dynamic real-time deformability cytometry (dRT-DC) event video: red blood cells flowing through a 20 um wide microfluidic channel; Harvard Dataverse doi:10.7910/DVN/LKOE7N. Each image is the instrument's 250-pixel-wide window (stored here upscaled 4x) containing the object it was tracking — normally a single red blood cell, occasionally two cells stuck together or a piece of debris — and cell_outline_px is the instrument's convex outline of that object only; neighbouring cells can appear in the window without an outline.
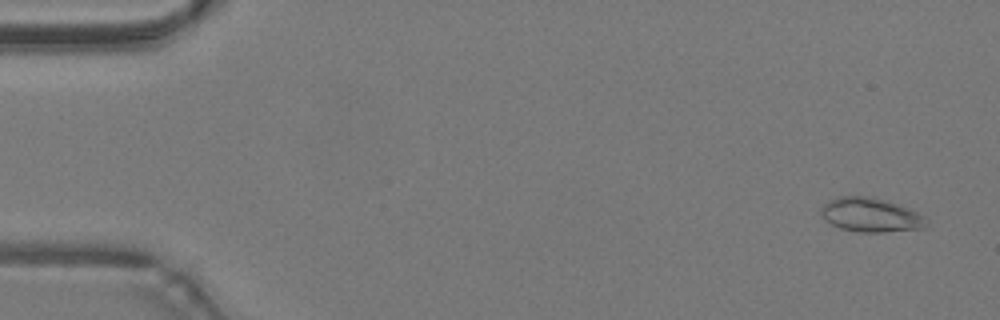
{"species": "common noctule bat (a hibernating species)", "species_latin": "Nyctalus noctula", "temperature_condition": "warm", "stored_images_in_passage": 49, "camera_frame_rate_fps": 3000, "um_per_image_px": 0.085, "animal": {"sex": "male", "body_mass_g": 19.2, "forearm_length_mm": 51.8}, "frame": {"image": 1, "passage_image": 3, "time_ms": 0.667, "image_size_px": [1000, 320], "cell_outline_px": [[924, 228], [884, 232], [860, 232], [840, 228], [832, 224], [820, 212], [820, 208], [824, 204], [840, 196], [872, 196], [900, 204], [924, 216]], "centroid_in_image_um": [74.01, 18.26], "position_along_channel_um": 11.0, "area_um2": 20.63}}
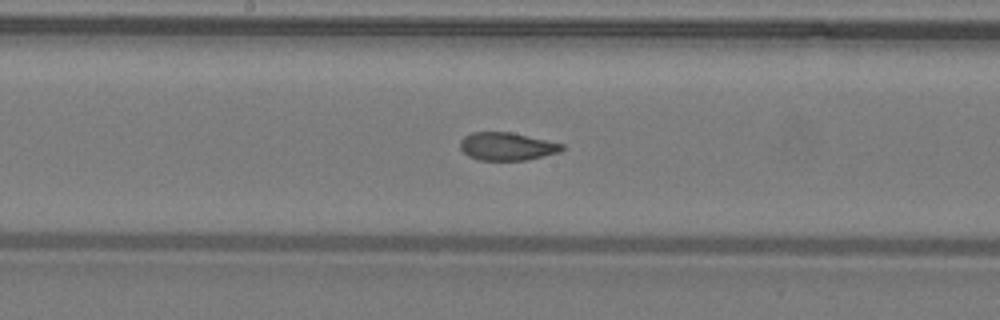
{"frame": {"image": 2, "passage_image": 26, "time_ms": 8.333, "image_size_px": [1000, 320], "cell_outline_px": [[564, 148], [560, 152], [524, 160], [480, 160], [468, 156], [460, 148], [460, 140], [464, 136], [472, 132], [512, 132], [564, 144]], "centroid_in_image_um": [43.07, 12.43], "position_along_channel_um": 205.1, "area_um2": 16.53}}
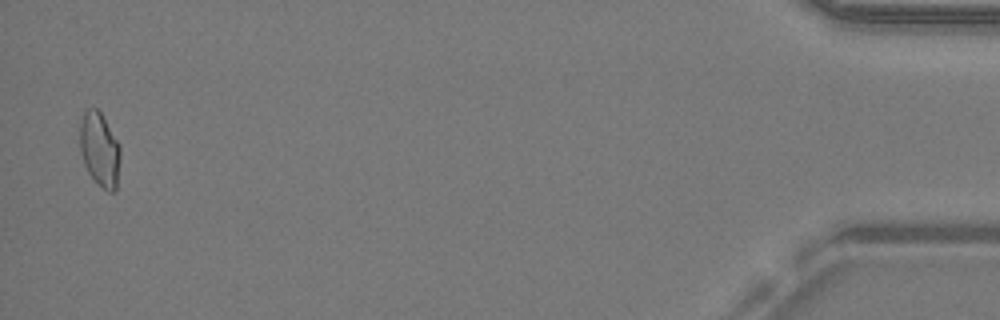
{"frame": {"image": 3, "passage_image": 48, "time_ms": 15.667, "image_size_px": [1000, 320], "cell_outline_px": [[120, 160], [116, 192], [108, 192], [88, 172], [84, 164], [80, 152], [80, 124], [84, 108], [96, 108], [100, 112], [120, 144]], "centroid_in_image_um": [8.47, 12.68], "position_along_channel_um": 426.7, "area_um2": 17.51}, "authors_computed_cell_mechanics": {"area_um2": 17.6868, "velocity_mm_per_s": 4.2926, "shape_relaxation_time_tau1_ms": 5.5437, "shape_relaxation_time_tau2_ms": 0.8601, "deformation_change_tau1": 0.1782, "deformation_change_tau2": 0.0591}}